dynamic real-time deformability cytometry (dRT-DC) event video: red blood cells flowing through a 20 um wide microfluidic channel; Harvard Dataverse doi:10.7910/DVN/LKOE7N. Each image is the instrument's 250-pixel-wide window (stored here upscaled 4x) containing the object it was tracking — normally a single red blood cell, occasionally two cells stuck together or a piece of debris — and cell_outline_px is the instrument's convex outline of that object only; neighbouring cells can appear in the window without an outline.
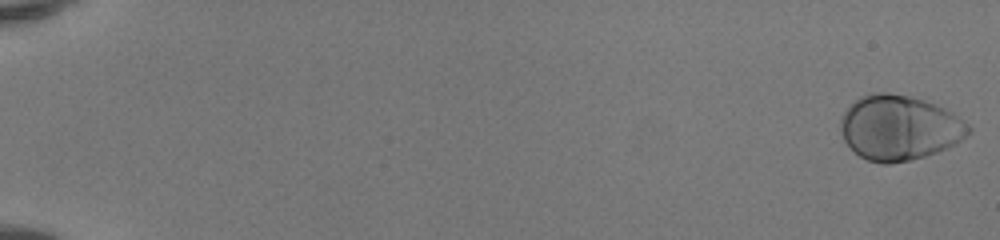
{"species": "human", "species_latin": "Homo sapiens", "temperature_condition": "room temperature", "stored_images_in_passage": 52, "camera_frame_rate_fps": 3000, "um_per_image_px": 0.085, "donor": {"sex": "female"}, "frame": {"image": 1, "passage_image": 1, "time_ms": 0.0, "image_size_px": [1000, 240], "cell_outline_px": [[972, 132], [960, 140], [936, 152], [924, 156], [908, 160], [888, 164], [880, 164], [868, 160], [860, 156], [844, 140], [840, 132], [840, 120], [844, 112], [860, 96], [872, 92], [888, 92], [908, 96], [924, 100], [936, 104], [952, 112], [964, 120], [972, 128]], "centroid_in_image_um": [76.43, 10.84], "position_along_channel_um": 8.6, "area_um2": 48.21}}
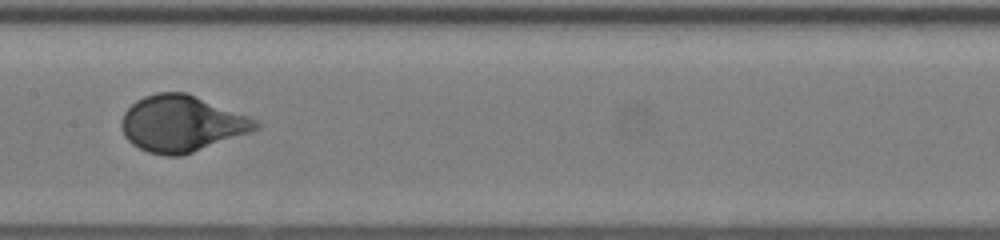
{"frame": {"image": 2, "passage_image": 29, "time_ms": 9.333, "image_size_px": [1000, 240], "cell_outline_px": [[260, 128], [252, 132], [180, 156], [164, 156], [148, 152], [132, 144], [124, 136], [120, 124], [120, 120], [124, 112], [136, 100], [144, 96], [156, 92], [188, 92], [260, 120]], "centroid_in_image_um": [15.46, 10.5], "position_along_channel_um": 191.9, "area_um2": 44.45}}
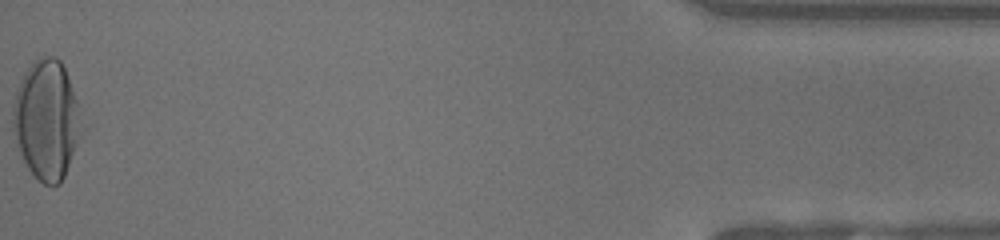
{"frame": {"image": 3, "passage_image": 52, "time_ms": 17.0, "image_size_px": [1000, 240], "cell_outline_px": [[92, 124], [60, 184], [44, 184], [28, 168], [20, 152], [16, 140], [12, 120], [12, 108], [16, 92], [20, 80], [24, 72], [40, 56], [56, 56], [60, 60]], "centroid_in_image_um": [4.13, 10.18], "position_along_channel_um": 431.1, "area_um2": 50.05}, "authors_computed_cell_mechanics": {"area_um2": 44.217, "velocity_mm_per_s": 4.1322, "shape_relaxation_time_tau1_ms": 2.3578, "shape_relaxation_time_tau2_ms": null, "deformation_change_tau1": 0.1682, "deformation_change_tau2": null}}